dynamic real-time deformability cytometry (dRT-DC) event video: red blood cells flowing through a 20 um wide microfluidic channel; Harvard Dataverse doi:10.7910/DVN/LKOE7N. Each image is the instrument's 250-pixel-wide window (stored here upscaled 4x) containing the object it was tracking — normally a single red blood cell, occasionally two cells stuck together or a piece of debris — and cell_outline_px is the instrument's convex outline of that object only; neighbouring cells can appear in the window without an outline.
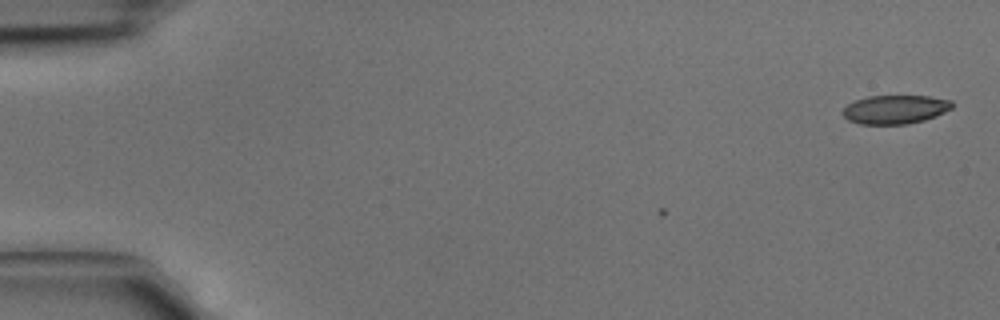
{"species": "common noctule bat (a hibernating species)", "species_latin": "Nyctalus noctula", "temperature_condition": "cold", "stored_images_in_passage": 4, "camera_frame_rate_fps": 3000, "um_per_image_px": 0.085, "animal": {"sex": "male", "body_mass_g": 15.6}, "frame": {"image": 1, "passage_image": 1, "time_ms": 0.0, "image_size_px": [1000, 320], "cell_outline_px": [[952, 108], [936, 116], [924, 120], [908, 124], [860, 124], [848, 120], [840, 112], [848, 104], [856, 100], [868, 96], [928, 96], [952, 100]], "centroid_in_image_um": [76.08, 9.3], "position_along_channel_um": 8.9, "area_um2": 18.32}}